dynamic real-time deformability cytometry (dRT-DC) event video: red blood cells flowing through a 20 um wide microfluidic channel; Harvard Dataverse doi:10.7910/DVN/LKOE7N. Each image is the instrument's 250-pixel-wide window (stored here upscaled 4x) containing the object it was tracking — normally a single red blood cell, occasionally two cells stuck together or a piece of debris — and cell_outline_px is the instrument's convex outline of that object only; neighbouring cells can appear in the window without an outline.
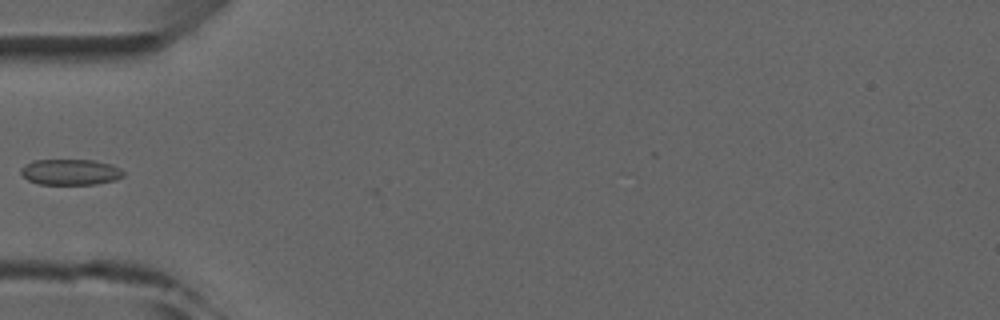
{"species": "common noctule bat (a hibernating species)", "species_latin": "Nyctalus noctula", "temperature_condition": "room temperature", "stored_images_in_passage": 6, "camera_frame_rate_fps": 3000, "um_per_image_px": 0.085, "animal": {"sex": "male", "forearm_length_mm": 52.5}, "frame": {"image": 1, "passage_image": 4, "time_ms": 3.667, "image_size_px": [1000, 320], "cell_outline_px": [[124, 176], [116, 180], [96, 184], [40, 184], [28, 180], [20, 172], [20, 168], [24, 164], [32, 160], [92, 160], [112, 164], [120, 168], [124, 172]], "centroid_in_image_um": [5.99, 14.62], "position_along_channel_um": 79.0, "area_um2": 15.55}}
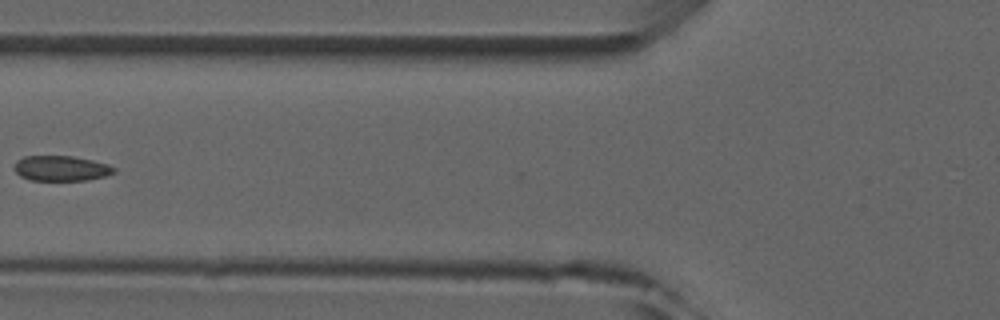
{"frame": {"image": 2, "passage_image": 5, "time_ms": 4.667, "image_size_px": [1000, 320], "cell_outline_px": [[116, 172], [104, 176], [88, 180], [28, 180], [20, 176], [12, 168], [16, 160], [24, 156], [72, 156], [92, 160], [108, 164], [116, 168]], "centroid_in_image_um": [5.17, 14.31], "position_along_channel_um": 120.6, "area_um2": 14.8}}
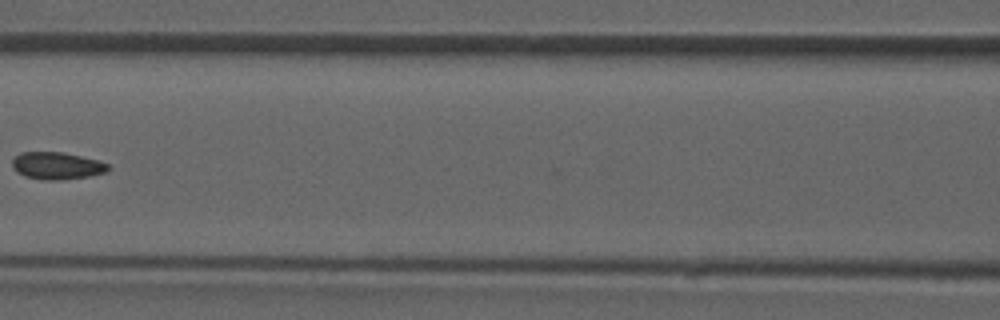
{"frame": {"image": 3, "passage_image": 6, "time_ms": 5.667, "image_size_px": [1000, 320], "cell_outline_px": [[112, 168], [108, 172], [88, 176], [60, 180], [44, 180], [24, 176], [16, 172], [12, 164], [12, 160], [20, 152], [64, 152], [96, 160], [108, 164]], "centroid_in_image_um": [4.84, 14.09], "position_along_channel_um": 161.8, "area_um2": 15.26}}